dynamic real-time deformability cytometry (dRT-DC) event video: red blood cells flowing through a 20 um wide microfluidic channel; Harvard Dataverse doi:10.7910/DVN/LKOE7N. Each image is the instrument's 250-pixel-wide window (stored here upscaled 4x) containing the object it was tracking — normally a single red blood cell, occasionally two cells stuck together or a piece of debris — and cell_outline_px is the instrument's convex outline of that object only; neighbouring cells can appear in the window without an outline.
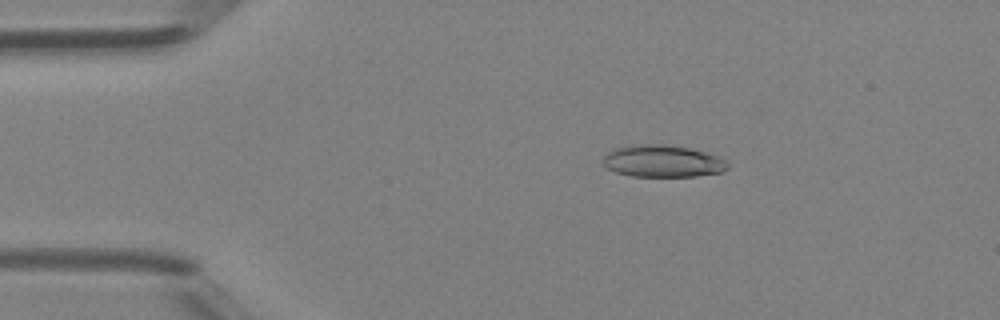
{"species": "Egyptian fruit bat (a non-hibernating species)", "species_latin": "Rousettus aegyptiacus", "temperature_condition": "room temperature", "stored_images_in_passage": 48, "camera_frame_rate_fps": 3000, "um_per_image_px": 0.085, "animal": {"sex": "female"}, "frame": {"image": 1, "passage_image": 9, "time_ms": 2.667, "image_size_px": [1000, 320], "cell_outline_px": [[728, 168], [724, 172], [696, 176], [632, 176], [616, 172], [608, 168], [604, 164], [604, 156], [608, 152], [616, 148], [632, 144], [664, 144], [688, 148], [708, 152], [724, 156], [728, 164]], "centroid_in_image_um": [56.4, 13.69], "position_along_channel_um": 28.6, "area_um2": 23.52}}
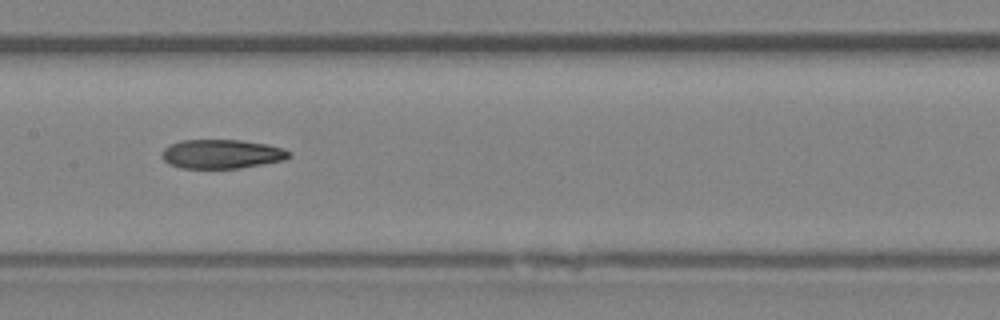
{"frame": {"image": 2, "passage_image": 24, "time_ms": 7.667, "image_size_px": [1000, 320], "cell_outline_px": [[292, 156], [284, 160], [240, 168], [180, 168], [168, 164], [160, 156], [164, 148], [168, 144], [180, 140], [240, 140], [268, 144], [284, 148], [292, 152]], "centroid_in_image_um": [18.84, 13.08], "position_along_channel_um": 188.6, "area_um2": 21.85}}
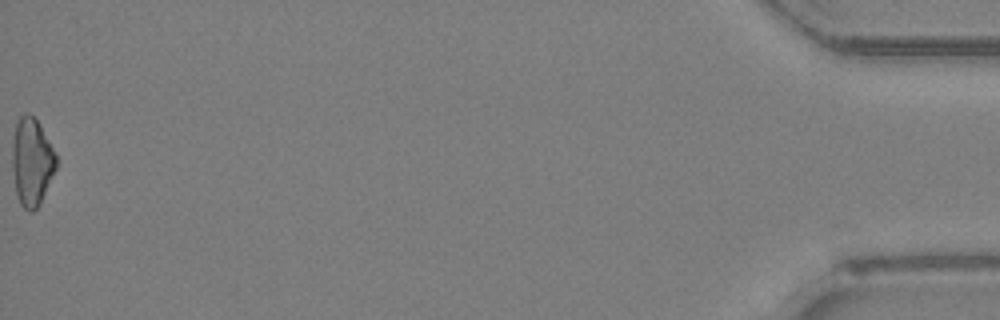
{"frame": {"image": 3, "passage_image": 48, "time_ms": 15.667, "image_size_px": [1000, 320], "cell_outline_px": [[56, 168], [40, 204], [32, 212], [28, 212], [20, 204], [16, 192], [12, 168], [12, 140], [16, 120], [24, 112], [28, 112], [36, 120], [56, 152]], "centroid_in_image_um": [2.68, 13.75], "position_along_channel_um": 432.5, "area_um2": 22.54}, "authors_computed_cell_mechanics": {"area_um2": 22.3108, "velocity_mm_per_s": 4.355, "shape_relaxation_time_tau1_ms": null, "shape_relaxation_time_tau2_ms": 7.4825, "deformation_change_tau1": null, "deformation_change_tau2": 0.1913}}